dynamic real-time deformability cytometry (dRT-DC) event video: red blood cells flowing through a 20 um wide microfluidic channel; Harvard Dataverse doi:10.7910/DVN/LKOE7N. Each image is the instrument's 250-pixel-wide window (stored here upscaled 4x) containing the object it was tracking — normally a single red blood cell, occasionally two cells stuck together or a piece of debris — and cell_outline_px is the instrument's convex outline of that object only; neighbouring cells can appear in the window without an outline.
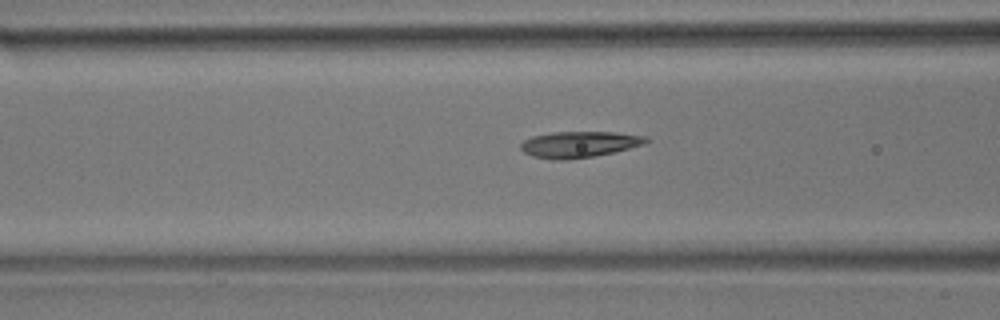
{"species": "common noctule bat (a hibernating species)", "species_latin": "Nyctalus noctula", "temperature_condition": "room temperature", "stored_images_in_passage": 39, "camera_frame_rate_fps": 3000, "um_per_image_px": 0.085, "animal": {"sex": "male", "body_mass_g": 17.9}, "frame": {"image": 1, "passage_image": 16, "time_ms": 5.0, "image_size_px": [1000, 320], "cell_outline_px": [[648, 140], [644, 144], [612, 152], [592, 156], [568, 160], [556, 160], [532, 156], [524, 152], [520, 148], [520, 144], [524, 140], [532, 136], [552, 132], [612, 132], [648, 136]], "centroid_in_image_um": [49.19, 12.27], "position_along_channel_um": 117.4, "area_um2": 18.96}}
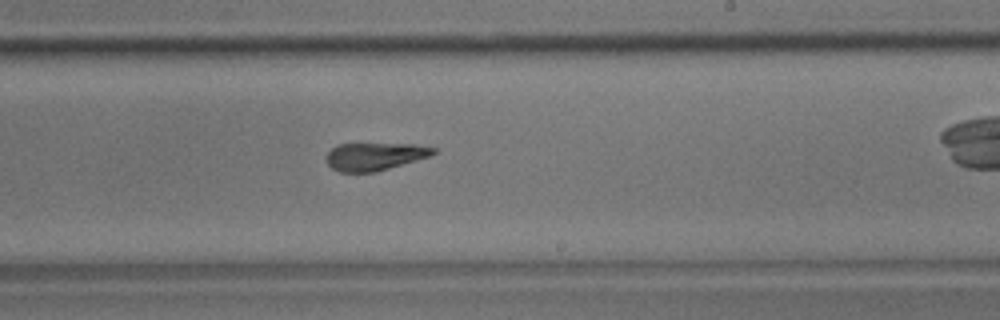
{"frame": {"image": 2, "passage_image": 27, "time_ms": 8.667, "image_size_px": [1000, 320], "cell_outline_px": [[436, 152], [428, 156], [416, 160], [376, 172], [340, 172], [332, 168], [324, 160], [324, 156], [336, 144], [416, 144], [436, 148]], "centroid_in_image_um": [31.8, 13.29], "position_along_channel_um": 257.2, "area_um2": 17.28}}
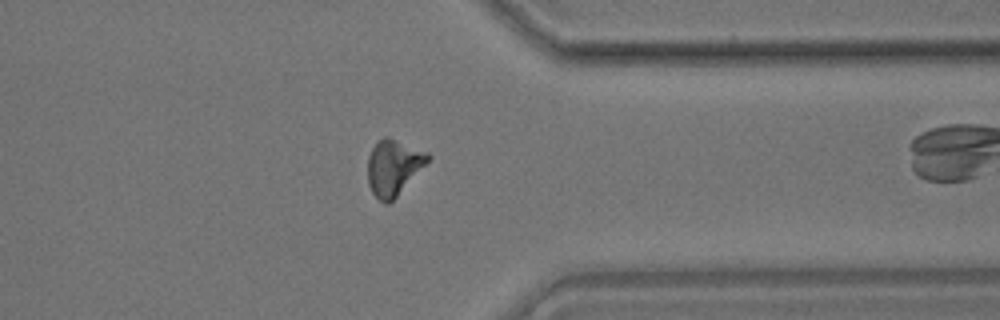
{"frame": {"image": 3, "passage_image": 37, "time_ms": 12.0, "image_size_px": [1000, 320], "cell_outline_px": [[432, 156], [396, 196], [388, 204], [384, 204], [372, 192], [368, 184], [368, 156], [376, 140], [384, 136], [388, 136], [428, 152]], "centroid_in_image_um": [33.42, 14.18], "position_along_channel_um": 378.0, "area_um2": 19.31}}